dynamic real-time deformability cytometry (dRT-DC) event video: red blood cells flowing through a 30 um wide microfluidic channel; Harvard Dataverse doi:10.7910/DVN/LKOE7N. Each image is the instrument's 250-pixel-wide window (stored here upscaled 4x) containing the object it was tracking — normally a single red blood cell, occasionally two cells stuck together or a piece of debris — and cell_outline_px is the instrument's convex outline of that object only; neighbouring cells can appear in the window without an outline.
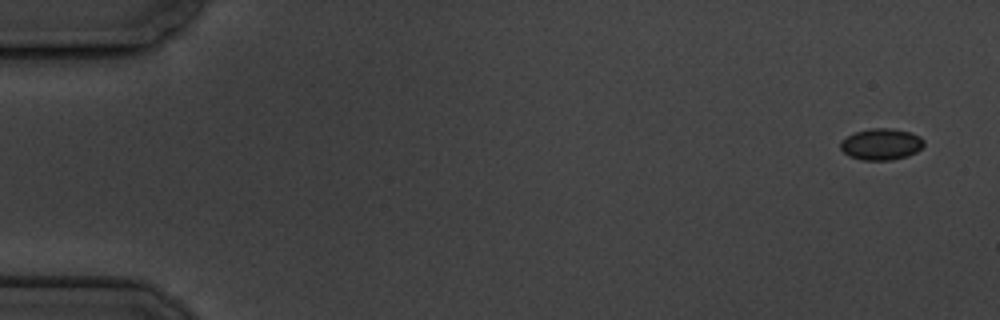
{"species": "common noctule bat (a hibernating species)", "species_latin": "Nyctalus noctula", "temperature_condition": "cold", "stored_images_in_passage": 6, "camera_frame_rate_fps": 3000, "um_per_image_px": 0.085, "animal": {"sex": "male", "body_mass_g": 19.5, "forearm_length_mm": 54.6}, "frame": {"image": 1, "passage_image": 1, "time_ms": 0.0, "image_size_px": [1000, 320], "cell_outline_px": [[924, 144], [916, 152], [908, 156], [892, 160], [864, 160], [848, 156], [840, 148], [840, 140], [856, 132], [872, 128], [892, 128], [912, 132], [920, 136], [924, 140]], "centroid_in_image_um": [74.91, 12.25], "position_along_channel_um": 10.1, "area_um2": 15.37}}